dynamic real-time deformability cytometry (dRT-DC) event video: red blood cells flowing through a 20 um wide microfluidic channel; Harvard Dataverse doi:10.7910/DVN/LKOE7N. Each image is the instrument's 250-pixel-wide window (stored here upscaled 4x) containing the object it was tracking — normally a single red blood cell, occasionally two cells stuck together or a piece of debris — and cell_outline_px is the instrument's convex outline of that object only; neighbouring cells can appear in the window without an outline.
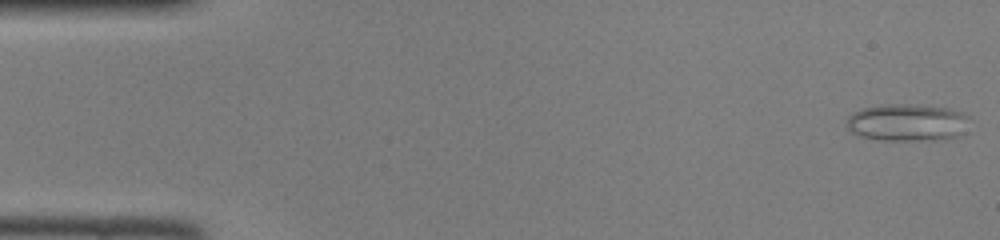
{"species": "common noctule bat (a hibernating species)", "species_latin": "Nyctalus noctula", "temperature_condition": "room temperature", "stored_images_in_passage": 11, "camera_frame_rate_fps": 3000, "um_per_image_px": 0.085, "animal": {"sex": "female", "body_mass_g": 22.0, "forearm_length_mm": 56.7}, "frame": {"image": 1, "passage_image": 1, "time_ms": 0.0, "image_size_px": [1000, 240], "cell_outline_px": [[968, 116], [964, 132], [956, 136], [944, 140], [884, 140], [856, 136], [848, 128], [848, 116], [852, 112], [864, 108], [880, 104], [908, 104], [952, 108]], "centroid_in_image_um": [77.1, 10.41], "position_along_channel_um": 7.9, "area_um2": 26.76}}